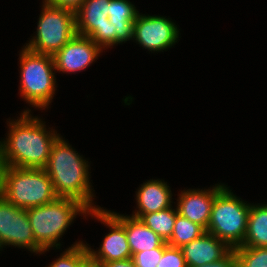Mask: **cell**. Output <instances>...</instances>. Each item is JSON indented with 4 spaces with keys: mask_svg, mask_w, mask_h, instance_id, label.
Instances as JSON below:
<instances>
[{
    "mask_svg": "<svg viewBox=\"0 0 267 267\" xmlns=\"http://www.w3.org/2000/svg\"><path fill=\"white\" fill-rule=\"evenodd\" d=\"M103 52L88 36L75 34L53 57L55 71L75 73L89 67Z\"/></svg>",
    "mask_w": 267,
    "mask_h": 267,
    "instance_id": "7c38bea8",
    "label": "cell"
},
{
    "mask_svg": "<svg viewBox=\"0 0 267 267\" xmlns=\"http://www.w3.org/2000/svg\"><path fill=\"white\" fill-rule=\"evenodd\" d=\"M20 93L32 107L46 109L55 94L53 57L33 52L25 46L20 52Z\"/></svg>",
    "mask_w": 267,
    "mask_h": 267,
    "instance_id": "8992f818",
    "label": "cell"
},
{
    "mask_svg": "<svg viewBox=\"0 0 267 267\" xmlns=\"http://www.w3.org/2000/svg\"><path fill=\"white\" fill-rule=\"evenodd\" d=\"M124 228L132 255L144 250L163 248L167 244L139 218L124 216Z\"/></svg>",
    "mask_w": 267,
    "mask_h": 267,
    "instance_id": "2e32d148",
    "label": "cell"
},
{
    "mask_svg": "<svg viewBox=\"0 0 267 267\" xmlns=\"http://www.w3.org/2000/svg\"><path fill=\"white\" fill-rule=\"evenodd\" d=\"M157 267H187L181 248L166 244Z\"/></svg>",
    "mask_w": 267,
    "mask_h": 267,
    "instance_id": "7402d4cb",
    "label": "cell"
},
{
    "mask_svg": "<svg viewBox=\"0 0 267 267\" xmlns=\"http://www.w3.org/2000/svg\"><path fill=\"white\" fill-rule=\"evenodd\" d=\"M132 39L148 51L161 52L178 41L179 30L177 25L166 17L138 13L134 21Z\"/></svg>",
    "mask_w": 267,
    "mask_h": 267,
    "instance_id": "8fae6325",
    "label": "cell"
},
{
    "mask_svg": "<svg viewBox=\"0 0 267 267\" xmlns=\"http://www.w3.org/2000/svg\"><path fill=\"white\" fill-rule=\"evenodd\" d=\"M239 247H267V204L250 205L246 235Z\"/></svg>",
    "mask_w": 267,
    "mask_h": 267,
    "instance_id": "e0dca14e",
    "label": "cell"
},
{
    "mask_svg": "<svg viewBox=\"0 0 267 267\" xmlns=\"http://www.w3.org/2000/svg\"><path fill=\"white\" fill-rule=\"evenodd\" d=\"M45 2L64 8L76 10L84 0H44Z\"/></svg>",
    "mask_w": 267,
    "mask_h": 267,
    "instance_id": "d4e9b609",
    "label": "cell"
},
{
    "mask_svg": "<svg viewBox=\"0 0 267 267\" xmlns=\"http://www.w3.org/2000/svg\"><path fill=\"white\" fill-rule=\"evenodd\" d=\"M225 186L219 183L212 189L181 191L176 206L178 214L207 230L214 198Z\"/></svg>",
    "mask_w": 267,
    "mask_h": 267,
    "instance_id": "4fadbf2b",
    "label": "cell"
},
{
    "mask_svg": "<svg viewBox=\"0 0 267 267\" xmlns=\"http://www.w3.org/2000/svg\"><path fill=\"white\" fill-rule=\"evenodd\" d=\"M136 192L138 211L133 214L155 213L172 206V193L167 184L162 180H148Z\"/></svg>",
    "mask_w": 267,
    "mask_h": 267,
    "instance_id": "9a60e30c",
    "label": "cell"
},
{
    "mask_svg": "<svg viewBox=\"0 0 267 267\" xmlns=\"http://www.w3.org/2000/svg\"><path fill=\"white\" fill-rule=\"evenodd\" d=\"M139 11L129 0H84L75 10L76 33L88 36L102 50L133 40Z\"/></svg>",
    "mask_w": 267,
    "mask_h": 267,
    "instance_id": "6da1fadb",
    "label": "cell"
},
{
    "mask_svg": "<svg viewBox=\"0 0 267 267\" xmlns=\"http://www.w3.org/2000/svg\"><path fill=\"white\" fill-rule=\"evenodd\" d=\"M30 111L9 121L8 137L0 141V146L7 166L44 169L59 134L54 129L47 131L42 119L33 117Z\"/></svg>",
    "mask_w": 267,
    "mask_h": 267,
    "instance_id": "7a4b0ae2",
    "label": "cell"
},
{
    "mask_svg": "<svg viewBox=\"0 0 267 267\" xmlns=\"http://www.w3.org/2000/svg\"><path fill=\"white\" fill-rule=\"evenodd\" d=\"M100 267H136L132 258L107 263H99Z\"/></svg>",
    "mask_w": 267,
    "mask_h": 267,
    "instance_id": "484cf974",
    "label": "cell"
},
{
    "mask_svg": "<svg viewBox=\"0 0 267 267\" xmlns=\"http://www.w3.org/2000/svg\"><path fill=\"white\" fill-rule=\"evenodd\" d=\"M237 267H267V247L234 248Z\"/></svg>",
    "mask_w": 267,
    "mask_h": 267,
    "instance_id": "44dd1931",
    "label": "cell"
},
{
    "mask_svg": "<svg viewBox=\"0 0 267 267\" xmlns=\"http://www.w3.org/2000/svg\"><path fill=\"white\" fill-rule=\"evenodd\" d=\"M6 245L26 248L36 254L44 250L34 239L27 209L11 204L0 195V249Z\"/></svg>",
    "mask_w": 267,
    "mask_h": 267,
    "instance_id": "30bf717a",
    "label": "cell"
},
{
    "mask_svg": "<svg viewBox=\"0 0 267 267\" xmlns=\"http://www.w3.org/2000/svg\"><path fill=\"white\" fill-rule=\"evenodd\" d=\"M89 209L78 200L57 197L55 200L27 209L35 241L46 252L51 247L60 248V237L70 226L76 215H87Z\"/></svg>",
    "mask_w": 267,
    "mask_h": 267,
    "instance_id": "277c9868",
    "label": "cell"
},
{
    "mask_svg": "<svg viewBox=\"0 0 267 267\" xmlns=\"http://www.w3.org/2000/svg\"><path fill=\"white\" fill-rule=\"evenodd\" d=\"M65 250L48 267H85L90 262L87 245L82 241L72 244V247Z\"/></svg>",
    "mask_w": 267,
    "mask_h": 267,
    "instance_id": "ffe728a7",
    "label": "cell"
},
{
    "mask_svg": "<svg viewBox=\"0 0 267 267\" xmlns=\"http://www.w3.org/2000/svg\"><path fill=\"white\" fill-rule=\"evenodd\" d=\"M187 267L210 264L223 258L231 248L208 232L181 247Z\"/></svg>",
    "mask_w": 267,
    "mask_h": 267,
    "instance_id": "5bb4252c",
    "label": "cell"
},
{
    "mask_svg": "<svg viewBox=\"0 0 267 267\" xmlns=\"http://www.w3.org/2000/svg\"><path fill=\"white\" fill-rule=\"evenodd\" d=\"M197 267H237L236 253L231 249L223 258L210 264H204Z\"/></svg>",
    "mask_w": 267,
    "mask_h": 267,
    "instance_id": "cb8c5ba5",
    "label": "cell"
},
{
    "mask_svg": "<svg viewBox=\"0 0 267 267\" xmlns=\"http://www.w3.org/2000/svg\"><path fill=\"white\" fill-rule=\"evenodd\" d=\"M89 215L110 228L103 239L100 249L95 251L87 246L90 261L99 264L132 258L124 228V215L102 208L89 210Z\"/></svg>",
    "mask_w": 267,
    "mask_h": 267,
    "instance_id": "9c48e42d",
    "label": "cell"
},
{
    "mask_svg": "<svg viewBox=\"0 0 267 267\" xmlns=\"http://www.w3.org/2000/svg\"><path fill=\"white\" fill-rule=\"evenodd\" d=\"M2 196L22 209L55 200L53 184L45 169L6 166Z\"/></svg>",
    "mask_w": 267,
    "mask_h": 267,
    "instance_id": "5b68a950",
    "label": "cell"
},
{
    "mask_svg": "<svg viewBox=\"0 0 267 267\" xmlns=\"http://www.w3.org/2000/svg\"><path fill=\"white\" fill-rule=\"evenodd\" d=\"M6 166L7 165L5 163L3 152L0 146V195H2V191H3L4 173H5Z\"/></svg>",
    "mask_w": 267,
    "mask_h": 267,
    "instance_id": "4316f807",
    "label": "cell"
},
{
    "mask_svg": "<svg viewBox=\"0 0 267 267\" xmlns=\"http://www.w3.org/2000/svg\"><path fill=\"white\" fill-rule=\"evenodd\" d=\"M250 205L224 187L214 198L206 232L224 241L231 249L243 244Z\"/></svg>",
    "mask_w": 267,
    "mask_h": 267,
    "instance_id": "52a82bcc",
    "label": "cell"
},
{
    "mask_svg": "<svg viewBox=\"0 0 267 267\" xmlns=\"http://www.w3.org/2000/svg\"><path fill=\"white\" fill-rule=\"evenodd\" d=\"M35 37L27 49L53 56L76 34L75 11L43 1Z\"/></svg>",
    "mask_w": 267,
    "mask_h": 267,
    "instance_id": "ba28073f",
    "label": "cell"
},
{
    "mask_svg": "<svg viewBox=\"0 0 267 267\" xmlns=\"http://www.w3.org/2000/svg\"><path fill=\"white\" fill-rule=\"evenodd\" d=\"M163 255V248L144 250L132 255L136 267H157Z\"/></svg>",
    "mask_w": 267,
    "mask_h": 267,
    "instance_id": "603a6c76",
    "label": "cell"
},
{
    "mask_svg": "<svg viewBox=\"0 0 267 267\" xmlns=\"http://www.w3.org/2000/svg\"><path fill=\"white\" fill-rule=\"evenodd\" d=\"M204 233L206 230L202 226L178 214L171 238L166 243L181 248L184 244L200 238Z\"/></svg>",
    "mask_w": 267,
    "mask_h": 267,
    "instance_id": "d6986e66",
    "label": "cell"
},
{
    "mask_svg": "<svg viewBox=\"0 0 267 267\" xmlns=\"http://www.w3.org/2000/svg\"><path fill=\"white\" fill-rule=\"evenodd\" d=\"M88 163L59 135L51 146L44 169L58 197L78 200L89 210H93L101 207L94 206L92 202L94 193L90 185Z\"/></svg>",
    "mask_w": 267,
    "mask_h": 267,
    "instance_id": "3957f363",
    "label": "cell"
},
{
    "mask_svg": "<svg viewBox=\"0 0 267 267\" xmlns=\"http://www.w3.org/2000/svg\"><path fill=\"white\" fill-rule=\"evenodd\" d=\"M178 211L171 207L149 214H132L139 218L142 223L158 234L164 242H167L173 233Z\"/></svg>",
    "mask_w": 267,
    "mask_h": 267,
    "instance_id": "ac0fdd59",
    "label": "cell"
},
{
    "mask_svg": "<svg viewBox=\"0 0 267 267\" xmlns=\"http://www.w3.org/2000/svg\"><path fill=\"white\" fill-rule=\"evenodd\" d=\"M85 267H100V265L90 261Z\"/></svg>",
    "mask_w": 267,
    "mask_h": 267,
    "instance_id": "83f0119b",
    "label": "cell"
}]
</instances>
